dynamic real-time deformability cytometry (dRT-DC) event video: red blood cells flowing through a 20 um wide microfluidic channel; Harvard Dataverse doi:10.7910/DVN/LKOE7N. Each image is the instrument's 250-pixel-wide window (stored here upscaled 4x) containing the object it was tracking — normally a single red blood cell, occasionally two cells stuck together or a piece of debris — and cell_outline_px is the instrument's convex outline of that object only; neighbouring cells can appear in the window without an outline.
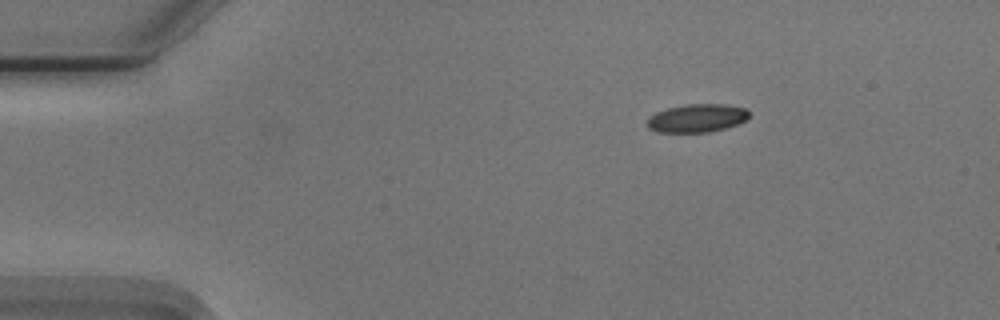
{"species": "Egyptian fruit bat (a non-hibernating species)", "species_latin": "Rousettus aegyptiacus", "temperature_condition": "cold", "stored_images_in_passage": 47, "camera_frame_rate_fps": 3000, "um_per_image_px": 0.085, "animal": {"sex": "male"}, "frame": {"image": 1, "passage_image": 1, "time_ms": 0.0, "image_size_px": [1000, 320], "cell_outline_px": [[748, 116], [744, 120], [736, 124], [724, 128], [708, 132], [656, 132], [648, 128], [648, 116], [656, 112], [668, 108], [684, 104], [724, 104], [744, 108], [748, 112]], "centroid_in_image_um": [59.18, 10.04], "position_along_channel_um": 25.8, "area_um2": 16.59}}
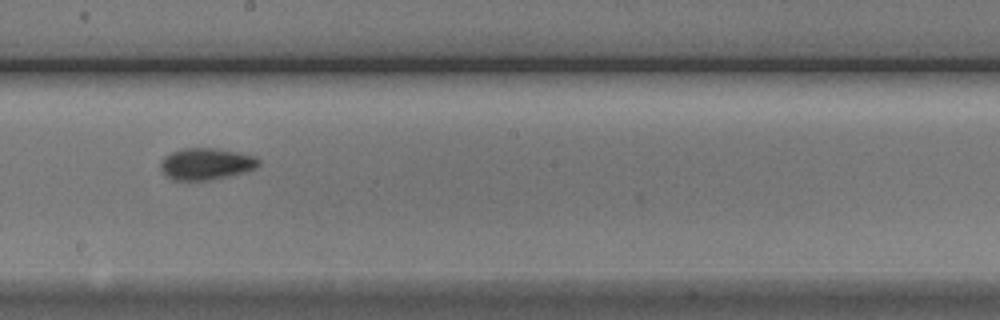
{"frame": {"image": 2, "passage_image": 23, "time_ms": 7.333, "image_size_px": [1000, 320], "cell_outline_px": [[260, 164], [256, 168], [244, 172], [228, 176], [208, 180], [172, 180], [160, 168], [160, 164], [164, 156], [180, 148], [216, 148], [256, 156], [260, 160]], "centroid_in_image_um": [17.53, 13.92], "position_along_channel_um": 230.7, "area_um2": 18.09}}
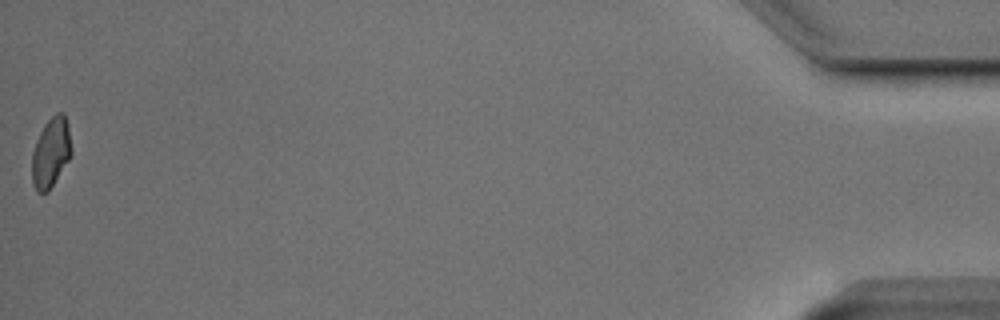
{"frame": {"image": 3, "passage_image": 47, "time_ms": 15.333, "image_size_px": [1000, 320], "cell_outline_px": [[72, 152], [68, 160], [48, 192], [36, 192], [32, 184], [32, 152], [36, 140], [44, 124], [56, 112], [64, 112], [68, 124]], "centroid_in_image_um": [4.31, 12.95], "position_along_channel_um": 430.9, "area_um2": 16.07}, "authors_computed_cell_mechanics": {"area_um2": 16.9932, "velocity_mm_per_s": 3.751, "shape_relaxation_time_tau1_ms": 2.4884, "shape_relaxation_time_tau2_ms": 3.6562, "deformation_change_tau1": 0.1035, "deformation_change_tau2": 0.0941}}